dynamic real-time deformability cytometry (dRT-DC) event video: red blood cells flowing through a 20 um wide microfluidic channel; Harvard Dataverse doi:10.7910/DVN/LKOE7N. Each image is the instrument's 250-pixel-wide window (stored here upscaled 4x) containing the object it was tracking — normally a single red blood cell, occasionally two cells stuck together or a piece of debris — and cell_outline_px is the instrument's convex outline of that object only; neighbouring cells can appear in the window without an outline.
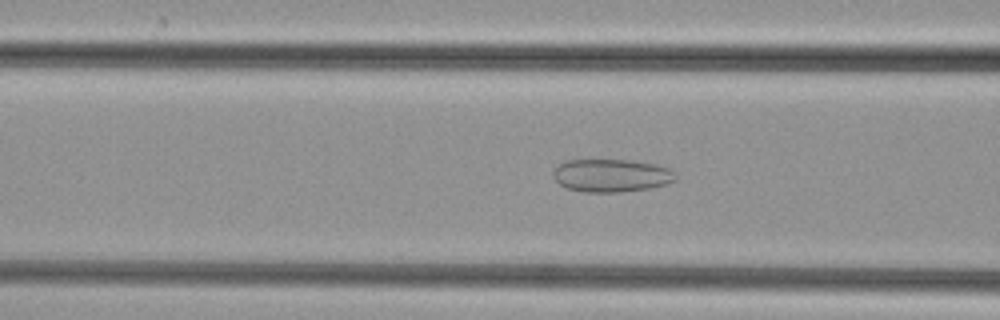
{"species": "common noctule bat (a hibernating species)", "species_latin": "Nyctalus noctula", "temperature_condition": "cold", "stored_images_in_passage": 31, "camera_frame_rate_fps": 3000, "um_per_image_px": 0.085, "animal": {"sex": "female", "body_mass_g": 29.2, "forearm_length_mm": 56.3}, "frame": {"image": 1, "passage_image": 4, "time_ms": 1.0, "image_size_px": [1000, 320], "cell_outline_px": [[676, 180], [668, 184], [648, 188], [620, 192], [584, 192], [568, 188], [560, 184], [552, 176], [552, 172], [564, 160], [628, 160], [656, 164], [668, 168], [676, 172]], "centroid_in_image_um": [51.98, 14.91], "position_along_channel_um": 114.6, "area_um2": 23.52}}
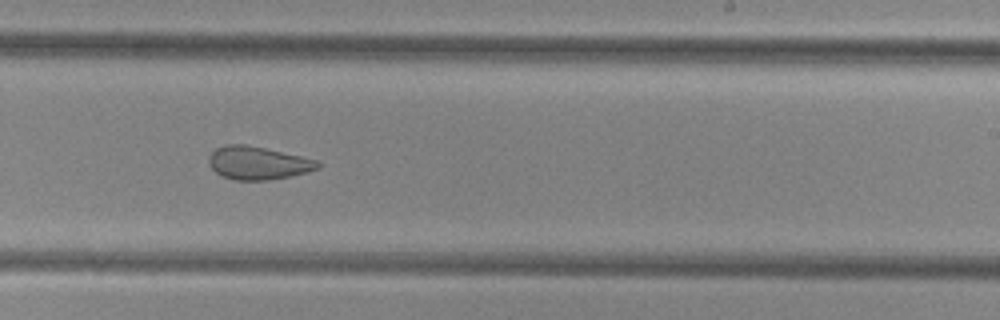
{"frame": {"image": 2, "passage_image": 15, "time_ms": 4.667, "image_size_px": [1000, 320], "cell_outline_px": [[324, 164], [320, 168], [308, 172], [292, 176], [268, 180], [236, 180], [220, 176], [208, 164], [208, 156], [216, 148], [224, 144], [244, 144], [264, 148], [300, 156], [316, 160]], "centroid_in_image_um": [21.92, 13.86], "position_along_channel_um": 267.1, "area_um2": 21.15}}
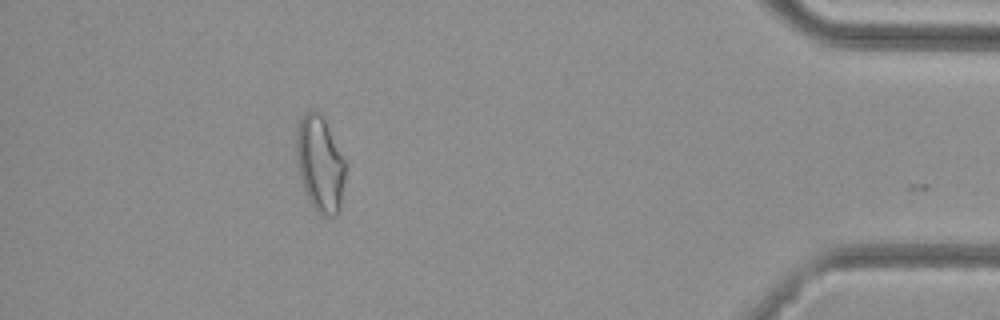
{"frame": {"image": 3, "passage_image": 29, "time_ms": 9.333, "image_size_px": [1000, 320], "cell_outline_px": [[344, 180], [340, 212], [336, 216], [320, 216], [312, 204], [304, 188], [300, 176], [296, 156], [296, 132], [300, 120], [304, 112], [320, 112], [344, 160]], "centroid_in_image_um": [27.19, 13.97], "position_along_channel_um": 408.0, "area_um2": 26.82}}